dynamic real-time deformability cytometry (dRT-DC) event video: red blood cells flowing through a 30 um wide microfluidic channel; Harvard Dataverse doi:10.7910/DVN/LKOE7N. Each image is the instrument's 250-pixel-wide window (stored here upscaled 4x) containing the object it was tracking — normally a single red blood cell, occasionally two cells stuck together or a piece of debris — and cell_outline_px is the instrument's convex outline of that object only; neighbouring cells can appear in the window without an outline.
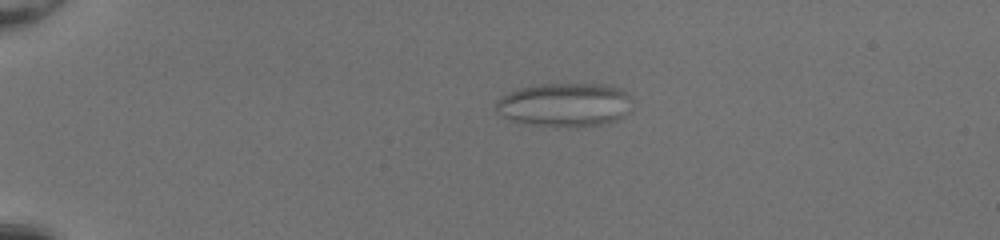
{"species": "common noctule bat (a hibernating species)", "species_latin": "Nyctalus noctula", "temperature_condition": "room temperature", "stored_images_in_passage": 54, "camera_frame_rate_fps": 3000, "um_per_image_px": 0.085, "animal": {"sex": "female", "body_mass_g": 20.0, "forearm_length_mm": 54.0}, "frame": {"image": 1, "passage_image": 14, "time_ms": 4.333, "image_size_px": [1000, 240], "cell_outline_px": [[628, 96], [620, 116], [612, 120], [600, 124], [568, 128], [532, 124], [508, 120], [496, 112], [496, 100], [500, 96], [508, 92], [520, 88], [540, 84], [604, 84], [620, 88], [628, 92]], "centroid_in_image_um": [47.85, 8.9], "position_along_channel_um": 37.2, "area_um2": 34.16}}
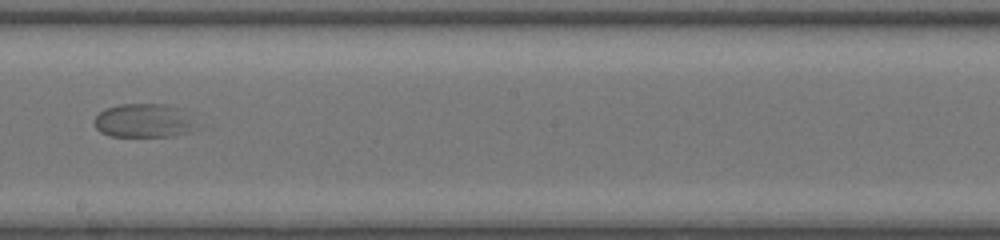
{"frame": {"image": 2, "passage_image": 34, "time_ms": 11.0, "image_size_px": [1000, 240], "cell_outline_px": [[196, 112], [192, 124], [188, 132], [172, 136], [112, 136], [100, 132], [96, 128], [92, 120], [104, 108], [120, 104], [164, 104], [184, 108]], "centroid_in_image_um": [12.25, 10.22], "position_along_channel_um": 236.0, "area_um2": 20.46}}
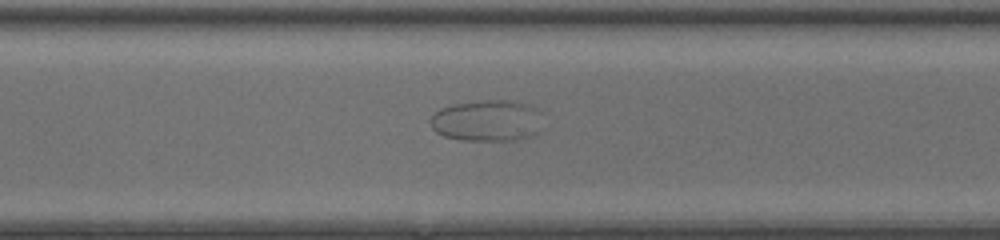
{"frame": {"image": 3, "passage_image": 41, "time_ms": 13.333, "image_size_px": [1000, 240], "cell_outline_px": [[544, 112], [536, 132], [528, 136], [516, 140], [464, 140], [444, 136], [436, 132], [432, 128], [432, 116], [440, 108], [456, 104], [480, 100], [516, 100], [532, 104]], "centroid_in_image_um": [41.47, 10.22], "position_along_channel_um": 329.1, "area_um2": 27.22}}